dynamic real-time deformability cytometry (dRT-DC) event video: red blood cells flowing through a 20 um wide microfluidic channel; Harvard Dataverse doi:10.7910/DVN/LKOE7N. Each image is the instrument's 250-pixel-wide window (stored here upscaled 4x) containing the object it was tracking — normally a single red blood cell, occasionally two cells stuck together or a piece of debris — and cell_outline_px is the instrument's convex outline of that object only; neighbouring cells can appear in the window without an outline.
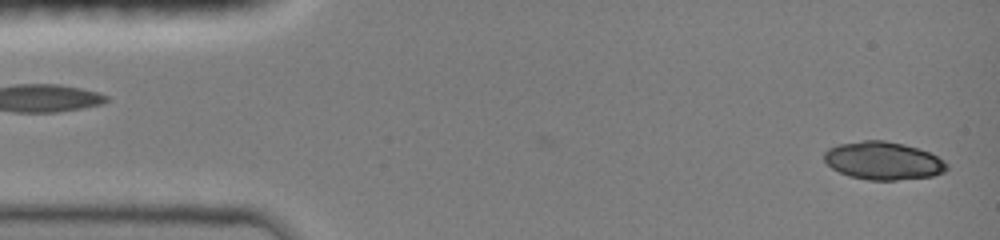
{"species": "common noctule bat (a hibernating species)", "species_latin": "Nyctalus noctula", "temperature_condition": "room temperature", "stored_images_in_passage": 57, "camera_frame_rate_fps": 3000, "um_per_image_px": 0.085, "animal": {"sex": "female", "body_mass_g": 19.0, "forearm_length_mm": 51.5}, "frame": {"image": 1, "passage_image": 1, "time_ms": 0.0, "image_size_px": [1000, 240], "cell_outline_px": [[948, 168], [944, 172], [932, 176], [896, 180], [868, 180], [848, 176], [832, 168], [824, 160], [824, 152], [828, 148], [840, 144], [864, 140], [884, 140], [904, 144], [928, 152], [944, 160], [948, 164]], "centroid_in_image_um": [75.07, 13.66], "position_along_channel_um": 9.9, "area_um2": 27.05}}
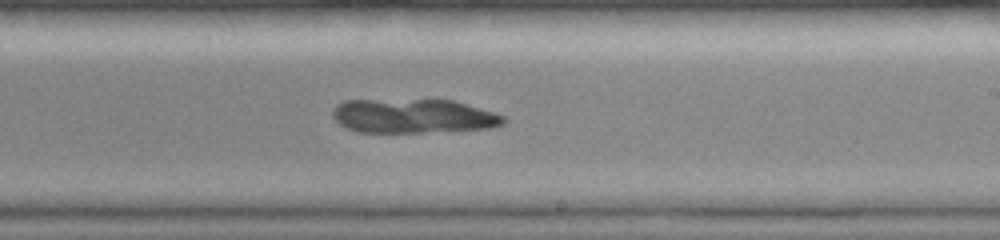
{"frame": {"image": 2, "passage_image": 41, "time_ms": 8.667, "image_size_px": [1000, 240], "cell_outline_px": [[508, 120], [504, 124], [492, 128], [420, 132], [360, 132], [348, 128], [340, 124], [332, 116], [332, 112], [336, 104], [344, 100], [452, 100], [496, 112], [504, 116]], "centroid_in_image_um": [35.16, 9.86], "position_along_channel_um": 253.8, "area_um2": 34.04}}
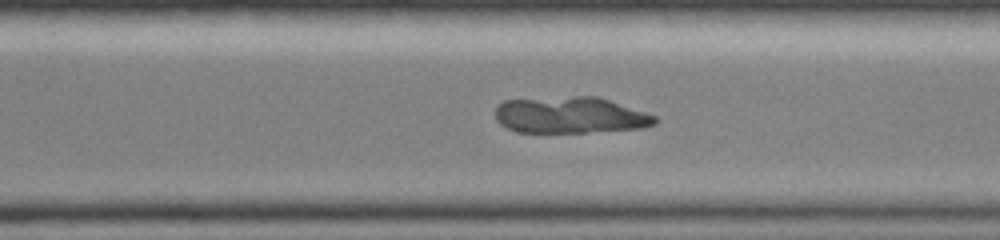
{"frame": {"image": 3, "passage_image": 46, "time_ms": 10.333, "image_size_px": [1000, 240], "cell_outline_px": [[656, 124], [640, 128], [584, 132], [516, 132], [500, 124], [496, 120], [496, 108], [504, 100], [576, 96], [596, 96], [656, 116]], "centroid_in_image_um": [48.44, 9.79], "position_along_channel_um": 322.2, "area_um2": 33.52}}